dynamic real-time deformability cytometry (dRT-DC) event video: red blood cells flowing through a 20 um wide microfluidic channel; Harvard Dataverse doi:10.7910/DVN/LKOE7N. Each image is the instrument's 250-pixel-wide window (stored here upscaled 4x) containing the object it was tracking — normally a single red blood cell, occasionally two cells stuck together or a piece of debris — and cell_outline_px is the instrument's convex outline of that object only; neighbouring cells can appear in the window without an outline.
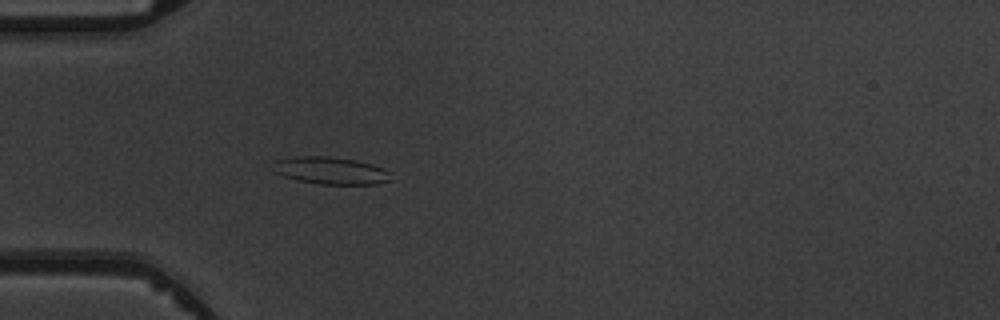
{"species": "common noctule bat (a hibernating species)", "species_latin": "Nyctalus noctula", "temperature_condition": "warm", "stored_images_in_passage": 6, "camera_frame_rate_fps": 3000, "um_per_image_px": 0.085, "animal": {"sex": "male", "body_mass_g": 19.5, "forearm_length_mm": 54.6}, "frame": {"image": 1, "passage_image": 6, "time_ms": 6.0, "image_size_px": [1000, 320], "cell_outline_px": [[392, 172], [388, 180], [376, 184], [320, 184], [300, 180], [284, 176], [272, 172], [272, 160], [296, 156], [328, 156], [356, 160], [372, 164], [384, 168]], "centroid_in_image_um": [28.06, 14.48], "position_along_channel_um": 56.9, "area_um2": 18.9}}